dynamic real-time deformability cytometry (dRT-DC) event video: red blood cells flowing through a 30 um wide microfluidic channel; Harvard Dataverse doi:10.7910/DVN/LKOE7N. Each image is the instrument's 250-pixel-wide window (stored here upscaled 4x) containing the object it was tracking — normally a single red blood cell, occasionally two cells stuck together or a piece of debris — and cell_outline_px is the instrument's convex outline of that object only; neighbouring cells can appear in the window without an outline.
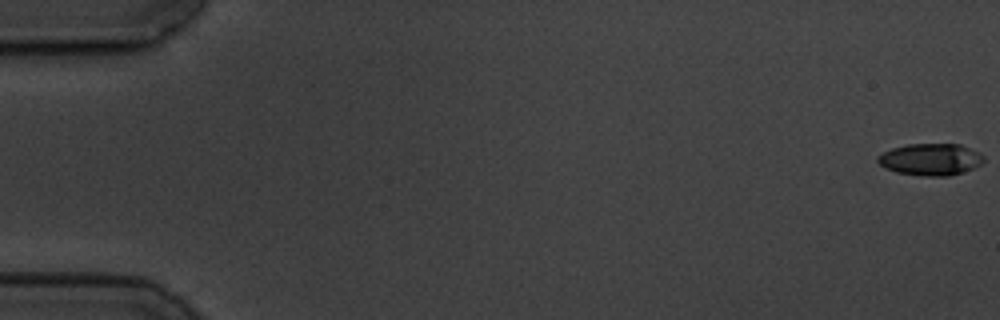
{"species": "common noctule bat (a hibernating species)", "species_latin": "Nyctalus noctula", "temperature_condition": "cold", "stored_images_in_passage": 6, "segment_of_instrument_passage": [1, 2], "camera_frame_rate_fps": 3000, "um_per_image_px": 0.085, "animal": {"sex": "male", "body_mass_g": 19.5, "forearm_length_mm": 54.6}, "frame": {"image": 1, "passage_image": 1, "time_ms": 0.0, "image_size_px": [1000, 320], "cell_outline_px": [[984, 160], [980, 164], [964, 172], [948, 176], [924, 176], [896, 172], [884, 168], [876, 160], [876, 156], [892, 148], [908, 144], [960, 144], [980, 152], [984, 156]], "centroid_in_image_um": [79.09, 13.55], "position_along_channel_um": 5.9, "area_um2": 19.77}}
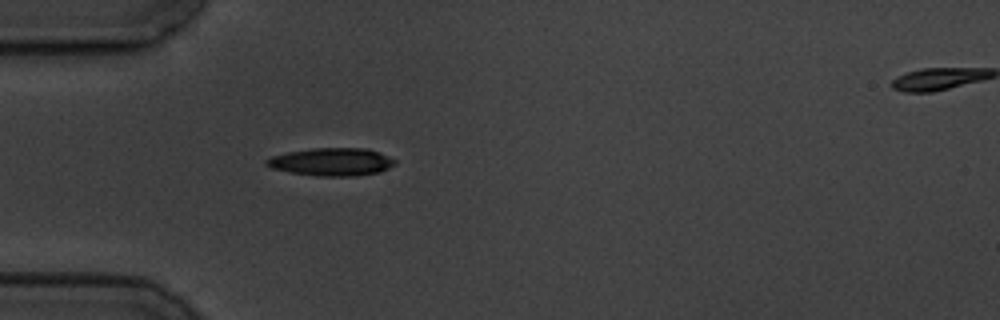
{"frame": {"image": 2, "passage_image": 5, "time_ms": 5.667, "image_size_px": [1000, 320], "cell_outline_px": [[396, 164], [380, 172], [356, 176], [316, 176], [292, 172], [272, 168], [264, 164], [264, 160], [272, 156], [288, 152], [312, 148], [368, 148], [380, 152], [396, 160]], "centroid_in_image_um": [28.21, 13.75], "position_along_channel_um": 56.8, "area_um2": 20.92}}